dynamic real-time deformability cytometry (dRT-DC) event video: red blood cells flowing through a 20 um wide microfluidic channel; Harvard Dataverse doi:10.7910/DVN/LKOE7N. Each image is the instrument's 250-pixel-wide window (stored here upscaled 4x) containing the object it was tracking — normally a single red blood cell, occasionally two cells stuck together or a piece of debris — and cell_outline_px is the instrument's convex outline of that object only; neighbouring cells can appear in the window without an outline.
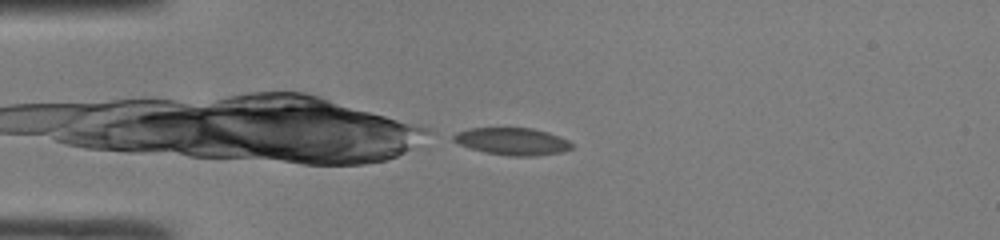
{"species": "common noctule bat (a hibernating species)", "species_latin": "Nyctalus noctula", "temperature_condition": "room temperature", "stored_images_in_passage": 2, "camera_frame_rate_fps": 3000, "um_per_image_px": 0.085, "animal": {"sex": "male", "body_mass_g": 19.0, "forearm_length_mm": 50.8}, "frame": {"image": 1, "passage_image": 2, "time_ms": 0.333, "image_size_px": [1000, 240], "cell_outline_px": [[572, 148], [564, 152], [532, 156], [512, 156], [488, 152], [472, 148], [460, 144], [452, 140], [452, 136], [456, 132], [468, 128], [532, 128], [548, 132], [560, 136], [568, 140], [572, 144]], "centroid_in_image_um": [43.57, 12.0], "position_along_channel_um": 41.4, "area_um2": 18.67}}